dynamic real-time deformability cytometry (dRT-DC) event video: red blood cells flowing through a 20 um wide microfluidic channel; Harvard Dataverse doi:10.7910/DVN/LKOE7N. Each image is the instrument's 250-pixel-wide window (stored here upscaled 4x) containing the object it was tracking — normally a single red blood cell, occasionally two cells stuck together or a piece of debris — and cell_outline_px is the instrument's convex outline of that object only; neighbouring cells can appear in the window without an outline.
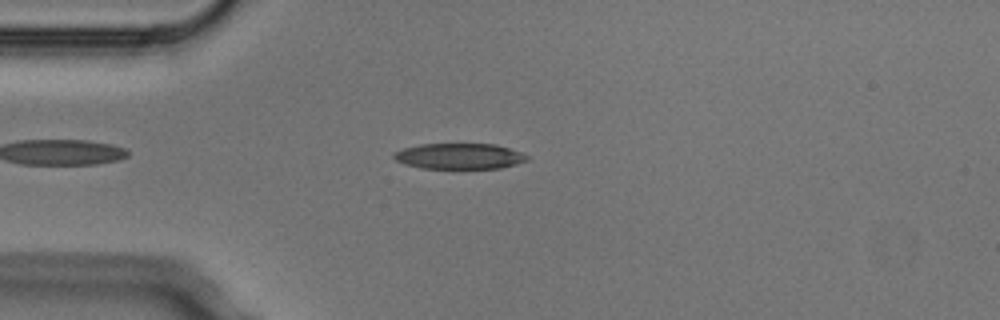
{"species": "Egyptian fruit bat (a non-hibernating species)", "species_latin": "Rousettus aegyptiacus", "temperature_condition": "cold", "stored_images_in_passage": 4, "camera_frame_rate_fps": 3000, "um_per_image_px": 0.085, "animal": {"sex": "male"}, "frame": {"image": 1, "passage_image": 4, "time_ms": 1.0, "image_size_px": [1000, 320], "cell_outline_px": [[528, 160], [516, 164], [500, 168], [420, 168], [404, 164], [396, 160], [392, 156], [392, 152], [404, 148], [420, 144], [496, 144], [520, 152], [528, 156]], "centroid_in_image_um": [39.01, 13.27], "position_along_channel_um": 46.0, "area_um2": 19.94}}